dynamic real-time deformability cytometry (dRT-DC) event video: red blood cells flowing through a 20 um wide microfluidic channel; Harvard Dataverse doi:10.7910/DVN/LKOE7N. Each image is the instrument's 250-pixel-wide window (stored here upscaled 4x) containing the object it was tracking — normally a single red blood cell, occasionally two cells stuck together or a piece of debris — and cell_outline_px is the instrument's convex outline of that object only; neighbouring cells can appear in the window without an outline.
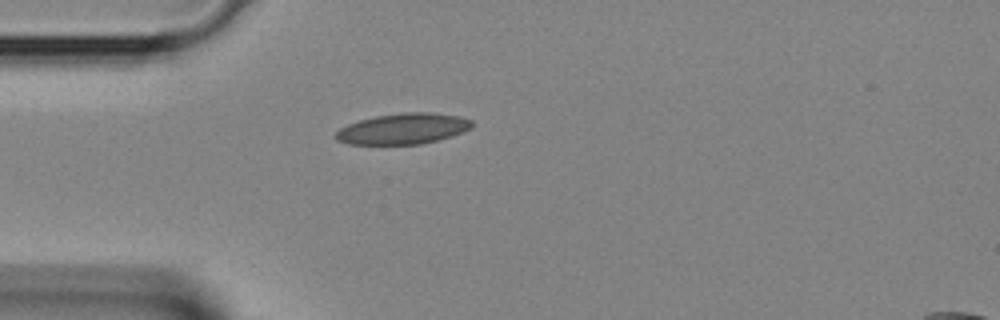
{"species": "Egyptian fruit bat (a non-hibernating species)", "species_latin": "Rousettus aegyptiacus", "temperature_condition": "room temperature", "stored_images_in_passage": 1, "camera_frame_rate_fps": 3000, "um_per_image_px": 0.085, "animal": {"sex": "female"}, "frame": {"image": 1, "passage_image": 1, "time_ms": 0.0, "image_size_px": [1000, 320], "cell_outline_px": [[472, 128], [452, 136], [420, 144], [348, 144], [336, 140], [332, 136], [340, 128], [348, 124], [360, 120], [376, 116], [400, 112], [432, 112], [460, 116], [472, 120]], "centroid_in_image_um": [34.25, 10.94], "position_along_channel_um": 50.8, "area_um2": 24.57}}